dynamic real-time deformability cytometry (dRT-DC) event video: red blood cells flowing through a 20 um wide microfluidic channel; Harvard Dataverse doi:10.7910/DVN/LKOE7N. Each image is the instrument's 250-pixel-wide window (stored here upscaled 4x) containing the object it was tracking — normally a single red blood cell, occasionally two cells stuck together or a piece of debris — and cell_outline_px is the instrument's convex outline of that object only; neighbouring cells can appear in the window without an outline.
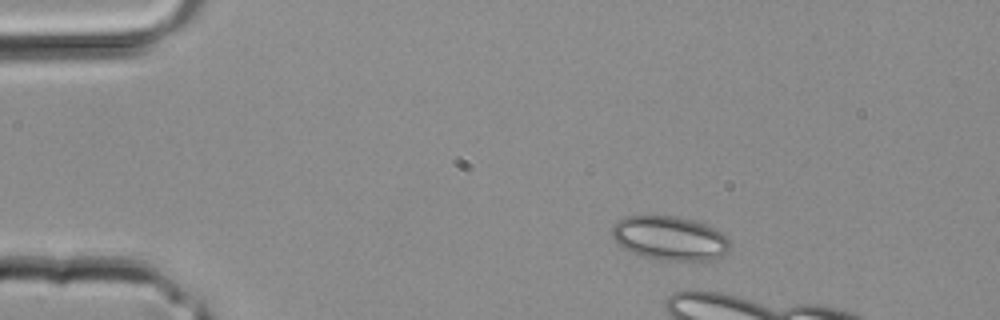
{"species": "common noctule bat (a hibernating species)", "species_latin": "Nyctalus noctula", "temperature_condition": "room temperature", "stored_images_in_passage": 5, "camera_frame_rate_fps": 3000, "um_per_image_px": 0.085, "animal": {"sex": "male", "body_mass_g": 20.4}, "frame": {"image": 1, "passage_image": 2, "time_ms": 0.333, "image_size_px": [1000, 320], "cell_outline_px": [[728, 252], [712, 260], [660, 260], [644, 256], [620, 248], [616, 244], [612, 236], [612, 228], [616, 220], [624, 216], [676, 216], [692, 220], [704, 224], [720, 232], [728, 240]], "centroid_in_image_um": [56.86, 20.25], "position_along_channel_um": 28.1, "area_um2": 30.17}}